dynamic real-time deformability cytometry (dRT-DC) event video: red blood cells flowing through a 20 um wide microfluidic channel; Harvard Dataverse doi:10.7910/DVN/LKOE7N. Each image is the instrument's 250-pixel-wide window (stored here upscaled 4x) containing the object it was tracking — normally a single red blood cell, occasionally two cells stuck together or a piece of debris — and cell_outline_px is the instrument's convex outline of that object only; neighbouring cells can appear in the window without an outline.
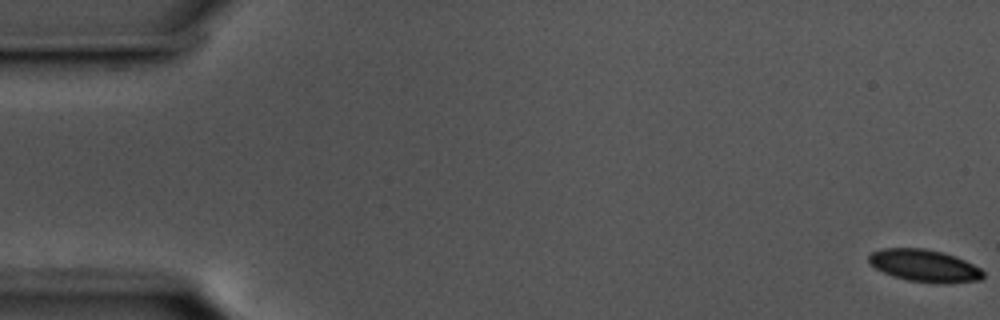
{"species": "common noctule bat (a hibernating species)", "species_latin": "Nyctalus noctula", "temperature_condition": "cold", "stored_images_in_passage": 57, "camera_frame_rate_fps": 3000, "um_per_image_px": 0.085, "animal": {"sex": "male", "body_mass_g": 17.5, "forearm_length_mm": 52.3}, "frame": {"image": 1, "passage_image": 1, "time_ms": 0.0, "image_size_px": [1000, 320], "cell_outline_px": [[984, 276], [980, 280], [940, 284], [908, 280], [884, 272], [876, 268], [868, 260], [868, 256], [872, 252], [884, 248], [924, 248], [944, 252], [956, 256], [980, 268], [984, 272]], "centroid_in_image_um": [78.61, 22.58], "position_along_channel_um": 6.4, "area_um2": 21.39}}
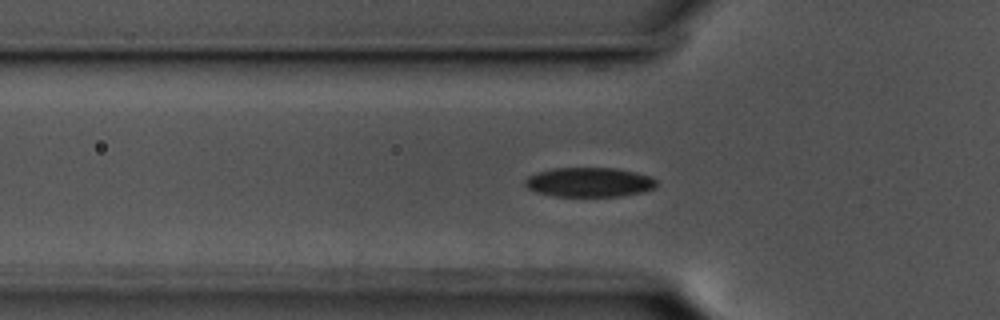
{"frame": {"image": 2, "passage_image": 19, "time_ms": 6.0, "image_size_px": [1000, 320], "cell_outline_px": [[656, 188], [644, 192], [620, 196], [552, 196], [536, 192], [528, 188], [524, 184], [524, 180], [528, 176], [552, 168], [616, 168], [636, 172], [652, 176], [656, 180]], "centroid_in_image_um": [50.11, 15.49], "position_along_channel_um": 75.7, "area_um2": 22.72}}
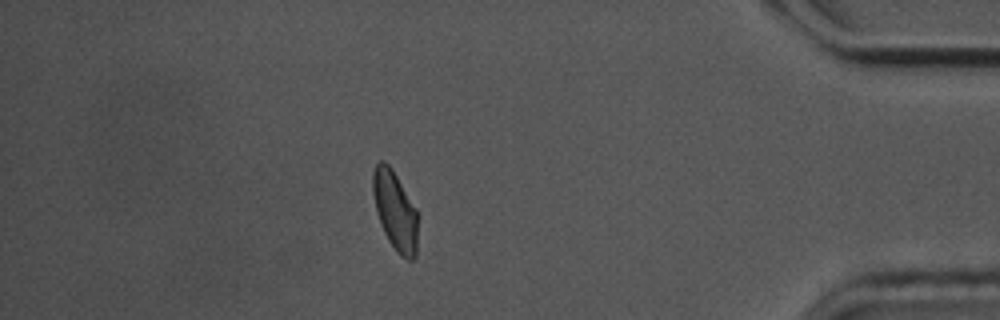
{"frame": {"image": 3, "passage_image": 50, "time_ms": 16.333, "image_size_px": [1000, 320], "cell_outline_px": [[416, 256], [412, 260], [408, 260], [400, 256], [396, 252], [388, 240], [380, 224], [376, 212], [372, 192], [372, 172], [376, 164], [380, 160], [384, 160], [392, 168], [416, 208]], "centroid_in_image_um": [33.55, 17.89], "position_along_channel_um": 401.7, "area_um2": 20.75}, "authors_computed_cell_mechanics": {"area_um2": 21.6172, "velocity_mm_per_s": 3.5687, "shape_relaxation_time_tau1_ms": 2.9477, "shape_relaxation_time_tau2_ms": 6.7378, "deformation_change_tau1": 0.0881, "deformation_change_tau2": 0.1149}}